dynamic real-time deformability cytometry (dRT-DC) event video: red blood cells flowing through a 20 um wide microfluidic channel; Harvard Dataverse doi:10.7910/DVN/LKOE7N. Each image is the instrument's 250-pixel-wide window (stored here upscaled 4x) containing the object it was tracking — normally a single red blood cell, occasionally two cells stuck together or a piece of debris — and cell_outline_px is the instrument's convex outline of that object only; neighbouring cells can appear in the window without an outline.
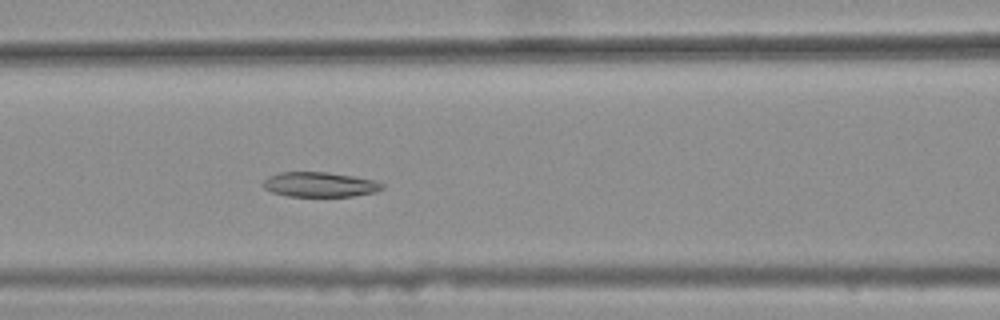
{"species": "common noctule bat (a hibernating species)", "species_latin": "Nyctalus noctula", "temperature_condition": "warm", "stored_images_in_passage": 42, "camera_frame_rate_fps": 3000, "um_per_image_px": 0.085, "animal": {"sex": "female", "body_mass_g": 25.1}, "frame": {"image": 1, "passage_image": 23, "time_ms": 7.333, "image_size_px": [1000, 320], "cell_outline_px": [[384, 188], [376, 192], [352, 196], [288, 196], [272, 192], [264, 188], [260, 184], [268, 176], [280, 172], [328, 172], [352, 176], [372, 180], [384, 184]], "centroid_in_image_um": [27.14, 15.68], "position_along_channel_um": 139.5, "area_um2": 17.22}}
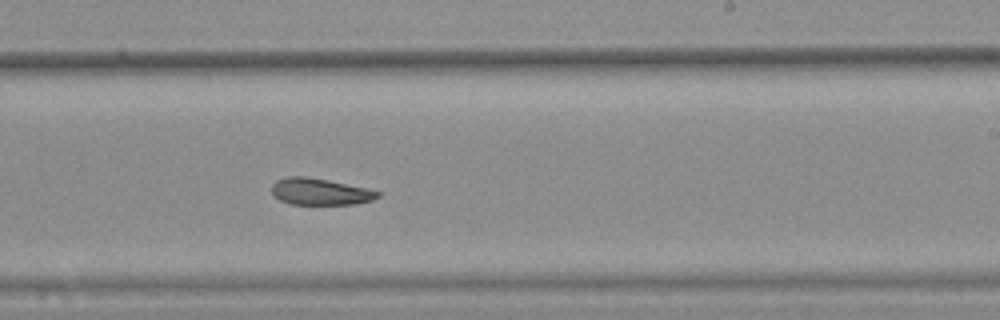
{"frame": {"image": 2, "passage_image": 33, "time_ms": 10.667, "image_size_px": [1000, 320], "cell_outline_px": [[380, 196], [372, 200], [356, 204], [288, 204], [280, 200], [272, 192], [272, 184], [276, 180], [288, 176], [304, 176], [364, 188], [380, 192]], "centroid_in_image_um": [27.17, 16.3], "position_along_channel_um": 261.8, "area_um2": 16.13}}
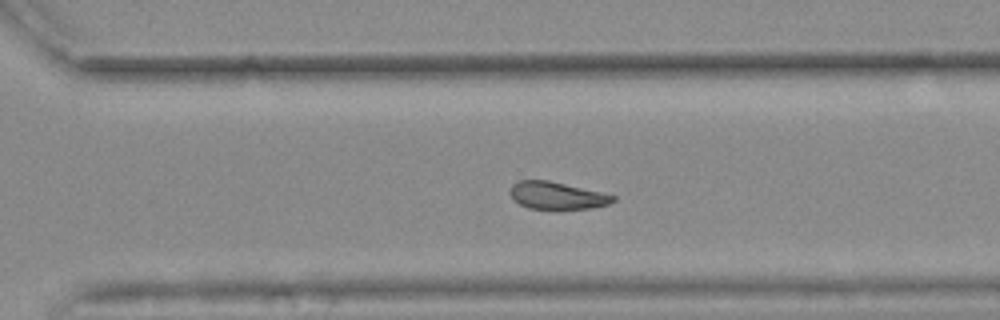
{"frame": {"image": 3, "passage_image": 38, "time_ms": 12.333, "image_size_px": [1000, 320], "cell_outline_px": [[616, 200], [608, 204], [592, 208], [528, 208], [512, 200], [508, 192], [512, 184], [520, 180], [548, 180], [600, 192], [616, 196]], "centroid_in_image_um": [47.29, 16.61], "position_along_channel_um": 323.3, "area_um2": 16.24}, "authors_computed_cell_mechanics": {"area_um2": 18.7561, "velocity_mm_per_s": 3.68, "shape_relaxation_time_tau1_ms": null, "shape_relaxation_time_tau2_ms": 3.6716, "deformation_change_tau1": null, "deformation_change_tau2": 0.0898}}